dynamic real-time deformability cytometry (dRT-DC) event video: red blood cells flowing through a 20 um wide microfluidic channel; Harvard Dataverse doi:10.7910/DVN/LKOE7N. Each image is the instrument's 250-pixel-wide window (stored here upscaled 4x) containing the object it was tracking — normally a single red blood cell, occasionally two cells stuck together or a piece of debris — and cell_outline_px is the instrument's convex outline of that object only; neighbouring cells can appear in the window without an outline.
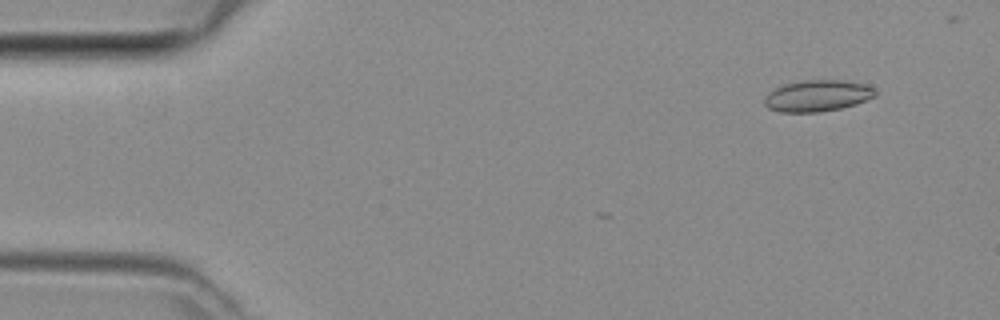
{"species": "common noctule bat (a hibernating species)", "species_latin": "Nyctalus noctula", "temperature_condition": "room temperature", "stored_images_in_passage": 5, "camera_frame_rate_fps": 3000, "um_per_image_px": 0.085, "animal": {"sex": "female", "body_mass_g": 29.2, "forearm_length_mm": 56.3}, "frame": {"image": 1, "passage_image": 3, "time_ms": 0.667, "image_size_px": [1000, 320], "cell_outline_px": [[876, 96], [856, 104], [840, 108], [820, 112], [780, 112], [768, 108], [764, 104], [764, 100], [768, 92], [784, 84], [804, 80], [840, 80], [860, 84], [872, 88], [876, 92]], "centroid_in_image_um": [69.44, 8.15], "position_along_channel_um": 15.6, "area_um2": 20.06}}